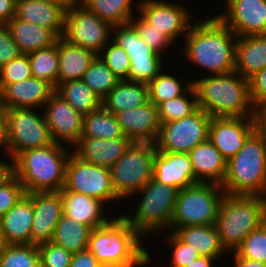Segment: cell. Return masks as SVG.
<instances>
[{
	"label": "cell",
	"mask_w": 266,
	"mask_h": 267,
	"mask_svg": "<svg viewBox=\"0 0 266 267\" xmlns=\"http://www.w3.org/2000/svg\"><path fill=\"white\" fill-rule=\"evenodd\" d=\"M236 34L216 15L191 24L184 37L183 58L210 75L235 71Z\"/></svg>",
	"instance_id": "6da1fadb"
},
{
	"label": "cell",
	"mask_w": 266,
	"mask_h": 267,
	"mask_svg": "<svg viewBox=\"0 0 266 267\" xmlns=\"http://www.w3.org/2000/svg\"><path fill=\"white\" fill-rule=\"evenodd\" d=\"M143 243L144 238L122 215H116L108 224L92 230L87 249L104 267H143L151 262Z\"/></svg>",
	"instance_id": "7a4b0ae2"
},
{
	"label": "cell",
	"mask_w": 266,
	"mask_h": 267,
	"mask_svg": "<svg viewBox=\"0 0 266 267\" xmlns=\"http://www.w3.org/2000/svg\"><path fill=\"white\" fill-rule=\"evenodd\" d=\"M197 94V106L211 117H252L254 106L248 79L236 71L207 75L191 80Z\"/></svg>",
	"instance_id": "3957f363"
},
{
	"label": "cell",
	"mask_w": 266,
	"mask_h": 267,
	"mask_svg": "<svg viewBox=\"0 0 266 267\" xmlns=\"http://www.w3.org/2000/svg\"><path fill=\"white\" fill-rule=\"evenodd\" d=\"M64 146L54 142L26 150L12 161V173L25 193L58 192L64 187L66 165L72 153Z\"/></svg>",
	"instance_id": "277c9868"
},
{
	"label": "cell",
	"mask_w": 266,
	"mask_h": 267,
	"mask_svg": "<svg viewBox=\"0 0 266 267\" xmlns=\"http://www.w3.org/2000/svg\"><path fill=\"white\" fill-rule=\"evenodd\" d=\"M221 186L230 195L261 196L266 193V143L255 131L227 161Z\"/></svg>",
	"instance_id": "5b68a950"
},
{
	"label": "cell",
	"mask_w": 266,
	"mask_h": 267,
	"mask_svg": "<svg viewBox=\"0 0 266 267\" xmlns=\"http://www.w3.org/2000/svg\"><path fill=\"white\" fill-rule=\"evenodd\" d=\"M261 196H223L215 222L222 247L235 252L246 236L262 225Z\"/></svg>",
	"instance_id": "8992f818"
},
{
	"label": "cell",
	"mask_w": 266,
	"mask_h": 267,
	"mask_svg": "<svg viewBox=\"0 0 266 267\" xmlns=\"http://www.w3.org/2000/svg\"><path fill=\"white\" fill-rule=\"evenodd\" d=\"M178 189L153 178L134 195H142L135 214L122 217L144 238L166 228L170 229Z\"/></svg>",
	"instance_id": "52a82bcc"
},
{
	"label": "cell",
	"mask_w": 266,
	"mask_h": 267,
	"mask_svg": "<svg viewBox=\"0 0 266 267\" xmlns=\"http://www.w3.org/2000/svg\"><path fill=\"white\" fill-rule=\"evenodd\" d=\"M225 195L221 185L198 182L178 190L171 228L215 224Z\"/></svg>",
	"instance_id": "ba28073f"
},
{
	"label": "cell",
	"mask_w": 266,
	"mask_h": 267,
	"mask_svg": "<svg viewBox=\"0 0 266 267\" xmlns=\"http://www.w3.org/2000/svg\"><path fill=\"white\" fill-rule=\"evenodd\" d=\"M41 110V111H40ZM43 109L17 108L6 113L4 153L11 162L26 150L42 148L54 143Z\"/></svg>",
	"instance_id": "9c48e42d"
},
{
	"label": "cell",
	"mask_w": 266,
	"mask_h": 267,
	"mask_svg": "<svg viewBox=\"0 0 266 267\" xmlns=\"http://www.w3.org/2000/svg\"><path fill=\"white\" fill-rule=\"evenodd\" d=\"M156 152L155 144L132 142L110 167L114 192L122 201L132 198L152 179Z\"/></svg>",
	"instance_id": "30bf717a"
},
{
	"label": "cell",
	"mask_w": 266,
	"mask_h": 267,
	"mask_svg": "<svg viewBox=\"0 0 266 267\" xmlns=\"http://www.w3.org/2000/svg\"><path fill=\"white\" fill-rule=\"evenodd\" d=\"M113 26L80 2L66 8L62 39L99 55L112 39Z\"/></svg>",
	"instance_id": "8fae6325"
},
{
	"label": "cell",
	"mask_w": 266,
	"mask_h": 267,
	"mask_svg": "<svg viewBox=\"0 0 266 267\" xmlns=\"http://www.w3.org/2000/svg\"><path fill=\"white\" fill-rule=\"evenodd\" d=\"M112 40L122 47L130 60L128 81L149 84L163 69V56L156 53L131 24L115 25Z\"/></svg>",
	"instance_id": "7c38bea8"
},
{
	"label": "cell",
	"mask_w": 266,
	"mask_h": 267,
	"mask_svg": "<svg viewBox=\"0 0 266 267\" xmlns=\"http://www.w3.org/2000/svg\"><path fill=\"white\" fill-rule=\"evenodd\" d=\"M212 117L198 108L187 117L161 123L155 143L157 151L167 153H188L198 144L208 140Z\"/></svg>",
	"instance_id": "4fadbf2b"
},
{
	"label": "cell",
	"mask_w": 266,
	"mask_h": 267,
	"mask_svg": "<svg viewBox=\"0 0 266 267\" xmlns=\"http://www.w3.org/2000/svg\"><path fill=\"white\" fill-rule=\"evenodd\" d=\"M64 188L96 198L106 204L121 200L114 192L110 168L85 162L73 152L67 161Z\"/></svg>",
	"instance_id": "5bb4252c"
},
{
	"label": "cell",
	"mask_w": 266,
	"mask_h": 267,
	"mask_svg": "<svg viewBox=\"0 0 266 267\" xmlns=\"http://www.w3.org/2000/svg\"><path fill=\"white\" fill-rule=\"evenodd\" d=\"M136 7L137 13L152 28L162 31L174 44L177 38L183 39L187 35L193 22L192 14L181 4L165 0H141Z\"/></svg>",
	"instance_id": "9a60e30c"
},
{
	"label": "cell",
	"mask_w": 266,
	"mask_h": 267,
	"mask_svg": "<svg viewBox=\"0 0 266 267\" xmlns=\"http://www.w3.org/2000/svg\"><path fill=\"white\" fill-rule=\"evenodd\" d=\"M225 1V12L216 17L237 37L266 35V0Z\"/></svg>",
	"instance_id": "2e32d148"
},
{
	"label": "cell",
	"mask_w": 266,
	"mask_h": 267,
	"mask_svg": "<svg viewBox=\"0 0 266 267\" xmlns=\"http://www.w3.org/2000/svg\"><path fill=\"white\" fill-rule=\"evenodd\" d=\"M43 113L55 143L71 144L78 142L83 124V116L54 92L46 101ZM64 142V143H63Z\"/></svg>",
	"instance_id": "e0dca14e"
},
{
	"label": "cell",
	"mask_w": 266,
	"mask_h": 267,
	"mask_svg": "<svg viewBox=\"0 0 266 267\" xmlns=\"http://www.w3.org/2000/svg\"><path fill=\"white\" fill-rule=\"evenodd\" d=\"M253 132L252 117H212L208 139L228 161Z\"/></svg>",
	"instance_id": "ac0fdd59"
},
{
	"label": "cell",
	"mask_w": 266,
	"mask_h": 267,
	"mask_svg": "<svg viewBox=\"0 0 266 267\" xmlns=\"http://www.w3.org/2000/svg\"><path fill=\"white\" fill-rule=\"evenodd\" d=\"M34 219L31 227V244L40 245L51 242L55 227L62 213L60 192L32 193Z\"/></svg>",
	"instance_id": "d6986e66"
},
{
	"label": "cell",
	"mask_w": 266,
	"mask_h": 267,
	"mask_svg": "<svg viewBox=\"0 0 266 267\" xmlns=\"http://www.w3.org/2000/svg\"><path fill=\"white\" fill-rule=\"evenodd\" d=\"M126 137L132 142L155 144L160 132L157 106L148 102L145 105L115 114Z\"/></svg>",
	"instance_id": "ffe728a7"
},
{
	"label": "cell",
	"mask_w": 266,
	"mask_h": 267,
	"mask_svg": "<svg viewBox=\"0 0 266 267\" xmlns=\"http://www.w3.org/2000/svg\"><path fill=\"white\" fill-rule=\"evenodd\" d=\"M55 92V88L45 80L30 77L9 84L0 92V99L6 109H43L44 104Z\"/></svg>",
	"instance_id": "44dd1931"
},
{
	"label": "cell",
	"mask_w": 266,
	"mask_h": 267,
	"mask_svg": "<svg viewBox=\"0 0 266 267\" xmlns=\"http://www.w3.org/2000/svg\"><path fill=\"white\" fill-rule=\"evenodd\" d=\"M159 183L178 190L198 183L195 180L188 153L157 151L154 157L153 177Z\"/></svg>",
	"instance_id": "7402d4cb"
},
{
	"label": "cell",
	"mask_w": 266,
	"mask_h": 267,
	"mask_svg": "<svg viewBox=\"0 0 266 267\" xmlns=\"http://www.w3.org/2000/svg\"><path fill=\"white\" fill-rule=\"evenodd\" d=\"M128 137L113 139L80 137L71 151L85 162L110 168L130 146ZM75 147V148H74Z\"/></svg>",
	"instance_id": "603a6c76"
},
{
	"label": "cell",
	"mask_w": 266,
	"mask_h": 267,
	"mask_svg": "<svg viewBox=\"0 0 266 267\" xmlns=\"http://www.w3.org/2000/svg\"><path fill=\"white\" fill-rule=\"evenodd\" d=\"M59 192L62 199V213L65 217L74 219L92 229L104 226L113 219L103 214H106L103 209L107 205L103 201L66 190L64 187Z\"/></svg>",
	"instance_id": "cb8c5ba5"
},
{
	"label": "cell",
	"mask_w": 266,
	"mask_h": 267,
	"mask_svg": "<svg viewBox=\"0 0 266 267\" xmlns=\"http://www.w3.org/2000/svg\"><path fill=\"white\" fill-rule=\"evenodd\" d=\"M65 11L66 7L59 3L41 0H16L14 17L50 29L60 38L64 30Z\"/></svg>",
	"instance_id": "d4e9b609"
},
{
	"label": "cell",
	"mask_w": 266,
	"mask_h": 267,
	"mask_svg": "<svg viewBox=\"0 0 266 267\" xmlns=\"http://www.w3.org/2000/svg\"><path fill=\"white\" fill-rule=\"evenodd\" d=\"M33 219L32 193H25L12 208L0 218L5 244H31Z\"/></svg>",
	"instance_id": "484cf974"
},
{
	"label": "cell",
	"mask_w": 266,
	"mask_h": 267,
	"mask_svg": "<svg viewBox=\"0 0 266 267\" xmlns=\"http://www.w3.org/2000/svg\"><path fill=\"white\" fill-rule=\"evenodd\" d=\"M188 155L197 182L222 185L226 175L227 160L209 139L190 150Z\"/></svg>",
	"instance_id": "4316f807"
},
{
	"label": "cell",
	"mask_w": 266,
	"mask_h": 267,
	"mask_svg": "<svg viewBox=\"0 0 266 267\" xmlns=\"http://www.w3.org/2000/svg\"><path fill=\"white\" fill-rule=\"evenodd\" d=\"M97 56L93 51L68 43L61 37L58 38L57 86L68 81L81 80Z\"/></svg>",
	"instance_id": "83f0119b"
},
{
	"label": "cell",
	"mask_w": 266,
	"mask_h": 267,
	"mask_svg": "<svg viewBox=\"0 0 266 267\" xmlns=\"http://www.w3.org/2000/svg\"><path fill=\"white\" fill-rule=\"evenodd\" d=\"M266 67V35L241 36L236 40L235 71L248 79Z\"/></svg>",
	"instance_id": "f1b7e54d"
},
{
	"label": "cell",
	"mask_w": 266,
	"mask_h": 267,
	"mask_svg": "<svg viewBox=\"0 0 266 267\" xmlns=\"http://www.w3.org/2000/svg\"><path fill=\"white\" fill-rule=\"evenodd\" d=\"M171 231L181 242L192 246L200 256L216 258L218 261L221 255L227 254L215 224L184 226L172 228Z\"/></svg>",
	"instance_id": "f546056e"
},
{
	"label": "cell",
	"mask_w": 266,
	"mask_h": 267,
	"mask_svg": "<svg viewBox=\"0 0 266 267\" xmlns=\"http://www.w3.org/2000/svg\"><path fill=\"white\" fill-rule=\"evenodd\" d=\"M7 26L22 54L49 48L58 40V37L50 29L16 17H13Z\"/></svg>",
	"instance_id": "4dcf8cb0"
},
{
	"label": "cell",
	"mask_w": 266,
	"mask_h": 267,
	"mask_svg": "<svg viewBox=\"0 0 266 267\" xmlns=\"http://www.w3.org/2000/svg\"><path fill=\"white\" fill-rule=\"evenodd\" d=\"M150 101L148 85L135 81L119 80L102 99V106L110 113L134 109Z\"/></svg>",
	"instance_id": "1f68e13d"
},
{
	"label": "cell",
	"mask_w": 266,
	"mask_h": 267,
	"mask_svg": "<svg viewBox=\"0 0 266 267\" xmlns=\"http://www.w3.org/2000/svg\"><path fill=\"white\" fill-rule=\"evenodd\" d=\"M92 230V228L62 215L55 227L51 242L74 254L87 249Z\"/></svg>",
	"instance_id": "d6a6232c"
},
{
	"label": "cell",
	"mask_w": 266,
	"mask_h": 267,
	"mask_svg": "<svg viewBox=\"0 0 266 267\" xmlns=\"http://www.w3.org/2000/svg\"><path fill=\"white\" fill-rule=\"evenodd\" d=\"M55 92L82 115L102 106L101 98L82 80L61 83L55 88Z\"/></svg>",
	"instance_id": "836d02e7"
},
{
	"label": "cell",
	"mask_w": 266,
	"mask_h": 267,
	"mask_svg": "<svg viewBox=\"0 0 266 267\" xmlns=\"http://www.w3.org/2000/svg\"><path fill=\"white\" fill-rule=\"evenodd\" d=\"M80 137L113 139L126 137L115 114L108 112L103 106L83 116Z\"/></svg>",
	"instance_id": "e575fe53"
},
{
	"label": "cell",
	"mask_w": 266,
	"mask_h": 267,
	"mask_svg": "<svg viewBox=\"0 0 266 267\" xmlns=\"http://www.w3.org/2000/svg\"><path fill=\"white\" fill-rule=\"evenodd\" d=\"M133 0H79L88 10L112 26L130 23Z\"/></svg>",
	"instance_id": "d590c367"
},
{
	"label": "cell",
	"mask_w": 266,
	"mask_h": 267,
	"mask_svg": "<svg viewBox=\"0 0 266 267\" xmlns=\"http://www.w3.org/2000/svg\"><path fill=\"white\" fill-rule=\"evenodd\" d=\"M32 76L57 87L59 58L58 40L49 48L39 49L28 54Z\"/></svg>",
	"instance_id": "8d00e7d4"
},
{
	"label": "cell",
	"mask_w": 266,
	"mask_h": 267,
	"mask_svg": "<svg viewBox=\"0 0 266 267\" xmlns=\"http://www.w3.org/2000/svg\"><path fill=\"white\" fill-rule=\"evenodd\" d=\"M161 71L149 84L150 102L158 106L161 102L183 95L193 84L192 81L183 83L171 73Z\"/></svg>",
	"instance_id": "74e56055"
},
{
	"label": "cell",
	"mask_w": 266,
	"mask_h": 267,
	"mask_svg": "<svg viewBox=\"0 0 266 267\" xmlns=\"http://www.w3.org/2000/svg\"><path fill=\"white\" fill-rule=\"evenodd\" d=\"M157 109L160 123H167L191 115L198 109L197 94L193 85L186 91V94L161 102Z\"/></svg>",
	"instance_id": "f35d334b"
},
{
	"label": "cell",
	"mask_w": 266,
	"mask_h": 267,
	"mask_svg": "<svg viewBox=\"0 0 266 267\" xmlns=\"http://www.w3.org/2000/svg\"><path fill=\"white\" fill-rule=\"evenodd\" d=\"M81 80L90 86L102 100L116 86L120 79L97 56L89 65Z\"/></svg>",
	"instance_id": "ab89813d"
},
{
	"label": "cell",
	"mask_w": 266,
	"mask_h": 267,
	"mask_svg": "<svg viewBox=\"0 0 266 267\" xmlns=\"http://www.w3.org/2000/svg\"><path fill=\"white\" fill-rule=\"evenodd\" d=\"M0 267H40L38 246L6 244L0 250Z\"/></svg>",
	"instance_id": "60d3db41"
},
{
	"label": "cell",
	"mask_w": 266,
	"mask_h": 267,
	"mask_svg": "<svg viewBox=\"0 0 266 267\" xmlns=\"http://www.w3.org/2000/svg\"><path fill=\"white\" fill-rule=\"evenodd\" d=\"M98 56L120 80L128 78L130 71L128 54L116 42L113 40L109 41Z\"/></svg>",
	"instance_id": "b9f144b4"
},
{
	"label": "cell",
	"mask_w": 266,
	"mask_h": 267,
	"mask_svg": "<svg viewBox=\"0 0 266 267\" xmlns=\"http://www.w3.org/2000/svg\"><path fill=\"white\" fill-rule=\"evenodd\" d=\"M235 252L241 258L266 263V229L261 225L253 230Z\"/></svg>",
	"instance_id": "7bdbcfd3"
},
{
	"label": "cell",
	"mask_w": 266,
	"mask_h": 267,
	"mask_svg": "<svg viewBox=\"0 0 266 267\" xmlns=\"http://www.w3.org/2000/svg\"><path fill=\"white\" fill-rule=\"evenodd\" d=\"M130 23L136 28L140 37L161 56H163L164 50L167 51L170 46L174 45L162 31L152 28V25L148 24L141 16H134Z\"/></svg>",
	"instance_id": "ee69618b"
},
{
	"label": "cell",
	"mask_w": 266,
	"mask_h": 267,
	"mask_svg": "<svg viewBox=\"0 0 266 267\" xmlns=\"http://www.w3.org/2000/svg\"><path fill=\"white\" fill-rule=\"evenodd\" d=\"M32 77L28 54H21L0 67V92L9 84Z\"/></svg>",
	"instance_id": "f6af8a7d"
},
{
	"label": "cell",
	"mask_w": 266,
	"mask_h": 267,
	"mask_svg": "<svg viewBox=\"0 0 266 267\" xmlns=\"http://www.w3.org/2000/svg\"><path fill=\"white\" fill-rule=\"evenodd\" d=\"M40 267H69L72 253L53 242L38 245Z\"/></svg>",
	"instance_id": "bcb514c9"
},
{
	"label": "cell",
	"mask_w": 266,
	"mask_h": 267,
	"mask_svg": "<svg viewBox=\"0 0 266 267\" xmlns=\"http://www.w3.org/2000/svg\"><path fill=\"white\" fill-rule=\"evenodd\" d=\"M165 237L167 246L171 247L170 267H186L200 257L199 253L190 245L181 242L172 232ZM173 249V250H172Z\"/></svg>",
	"instance_id": "7dc6e473"
},
{
	"label": "cell",
	"mask_w": 266,
	"mask_h": 267,
	"mask_svg": "<svg viewBox=\"0 0 266 267\" xmlns=\"http://www.w3.org/2000/svg\"><path fill=\"white\" fill-rule=\"evenodd\" d=\"M25 194L20 181L12 174L0 185V218Z\"/></svg>",
	"instance_id": "c3c4849f"
},
{
	"label": "cell",
	"mask_w": 266,
	"mask_h": 267,
	"mask_svg": "<svg viewBox=\"0 0 266 267\" xmlns=\"http://www.w3.org/2000/svg\"><path fill=\"white\" fill-rule=\"evenodd\" d=\"M21 54L7 24L0 23V67L19 57Z\"/></svg>",
	"instance_id": "681fc988"
},
{
	"label": "cell",
	"mask_w": 266,
	"mask_h": 267,
	"mask_svg": "<svg viewBox=\"0 0 266 267\" xmlns=\"http://www.w3.org/2000/svg\"><path fill=\"white\" fill-rule=\"evenodd\" d=\"M248 82L250 98L254 108L266 103V67L254 73L248 78Z\"/></svg>",
	"instance_id": "f907efd6"
},
{
	"label": "cell",
	"mask_w": 266,
	"mask_h": 267,
	"mask_svg": "<svg viewBox=\"0 0 266 267\" xmlns=\"http://www.w3.org/2000/svg\"><path fill=\"white\" fill-rule=\"evenodd\" d=\"M69 267H104L88 249L74 253Z\"/></svg>",
	"instance_id": "816d5d0a"
},
{
	"label": "cell",
	"mask_w": 266,
	"mask_h": 267,
	"mask_svg": "<svg viewBox=\"0 0 266 267\" xmlns=\"http://www.w3.org/2000/svg\"><path fill=\"white\" fill-rule=\"evenodd\" d=\"M254 131L266 143V103L254 108L253 112Z\"/></svg>",
	"instance_id": "f5cc1de1"
},
{
	"label": "cell",
	"mask_w": 266,
	"mask_h": 267,
	"mask_svg": "<svg viewBox=\"0 0 266 267\" xmlns=\"http://www.w3.org/2000/svg\"><path fill=\"white\" fill-rule=\"evenodd\" d=\"M16 0H0V23L7 24L15 16Z\"/></svg>",
	"instance_id": "db71d44e"
},
{
	"label": "cell",
	"mask_w": 266,
	"mask_h": 267,
	"mask_svg": "<svg viewBox=\"0 0 266 267\" xmlns=\"http://www.w3.org/2000/svg\"><path fill=\"white\" fill-rule=\"evenodd\" d=\"M235 267H266V263L241 258L236 252L232 255Z\"/></svg>",
	"instance_id": "11a10c76"
},
{
	"label": "cell",
	"mask_w": 266,
	"mask_h": 267,
	"mask_svg": "<svg viewBox=\"0 0 266 267\" xmlns=\"http://www.w3.org/2000/svg\"><path fill=\"white\" fill-rule=\"evenodd\" d=\"M6 113H7V109L2 104L1 99H0V146L2 148L5 142V135H6Z\"/></svg>",
	"instance_id": "9f6ffc18"
},
{
	"label": "cell",
	"mask_w": 266,
	"mask_h": 267,
	"mask_svg": "<svg viewBox=\"0 0 266 267\" xmlns=\"http://www.w3.org/2000/svg\"><path fill=\"white\" fill-rule=\"evenodd\" d=\"M215 262L217 263L216 258L200 256L195 261L191 262V264H188L186 267H212Z\"/></svg>",
	"instance_id": "6f0895ef"
},
{
	"label": "cell",
	"mask_w": 266,
	"mask_h": 267,
	"mask_svg": "<svg viewBox=\"0 0 266 267\" xmlns=\"http://www.w3.org/2000/svg\"><path fill=\"white\" fill-rule=\"evenodd\" d=\"M2 159L0 160V185L7 179L9 178L13 173H12V162L5 161Z\"/></svg>",
	"instance_id": "680465c9"
},
{
	"label": "cell",
	"mask_w": 266,
	"mask_h": 267,
	"mask_svg": "<svg viewBox=\"0 0 266 267\" xmlns=\"http://www.w3.org/2000/svg\"><path fill=\"white\" fill-rule=\"evenodd\" d=\"M261 205H262V226L266 229V193L261 195Z\"/></svg>",
	"instance_id": "91938a15"
},
{
	"label": "cell",
	"mask_w": 266,
	"mask_h": 267,
	"mask_svg": "<svg viewBox=\"0 0 266 267\" xmlns=\"http://www.w3.org/2000/svg\"><path fill=\"white\" fill-rule=\"evenodd\" d=\"M41 1L63 4L66 8L69 7L71 4L79 2V0H41Z\"/></svg>",
	"instance_id": "94428289"
},
{
	"label": "cell",
	"mask_w": 266,
	"mask_h": 267,
	"mask_svg": "<svg viewBox=\"0 0 266 267\" xmlns=\"http://www.w3.org/2000/svg\"><path fill=\"white\" fill-rule=\"evenodd\" d=\"M3 234H2V228H1V223H0V250L5 246Z\"/></svg>",
	"instance_id": "6125c7cd"
}]
</instances>
